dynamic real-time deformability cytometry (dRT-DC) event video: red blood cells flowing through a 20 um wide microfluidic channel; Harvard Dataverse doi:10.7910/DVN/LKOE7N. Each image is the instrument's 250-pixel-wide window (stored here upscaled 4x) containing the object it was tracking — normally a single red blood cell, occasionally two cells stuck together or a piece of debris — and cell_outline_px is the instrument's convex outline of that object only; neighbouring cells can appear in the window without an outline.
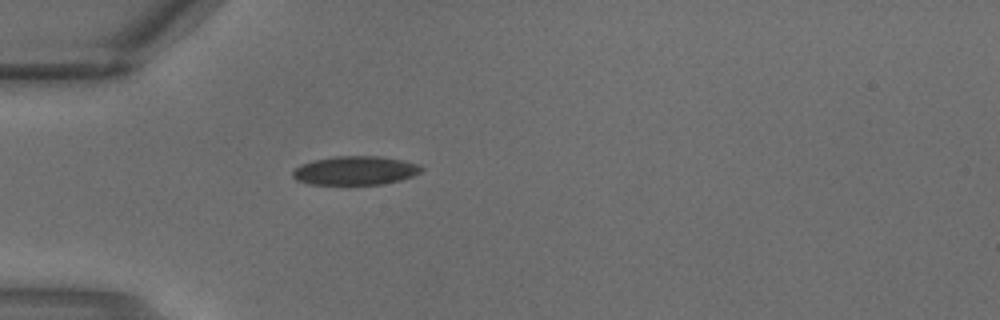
{"species": "common noctule bat (a hibernating species)", "species_latin": "Nyctalus noctula", "temperature_condition": "warm", "stored_images_in_passage": 2, "camera_frame_rate_fps": 3000, "um_per_image_px": 0.085, "animal": {"sex": "male", "body_mass_g": 18.8}, "frame": {"image": 1, "passage_image": 2, "time_ms": 0.333, "image_size_px": [1000, 320], "cell_outline_px": [[424, 168], [420, 172], [412, 176], [400, 180], [384, 184], [308, 184], [296, 180], [292, 176], [292, 172], [300, 164], [312, 160], [332, 156], [380, 156], [404, 160], [420, 164]], "centroid_in_image_um": [30.2, 14.48], "position_along_channel_um": 54.8, "area_um2": 21.79}}